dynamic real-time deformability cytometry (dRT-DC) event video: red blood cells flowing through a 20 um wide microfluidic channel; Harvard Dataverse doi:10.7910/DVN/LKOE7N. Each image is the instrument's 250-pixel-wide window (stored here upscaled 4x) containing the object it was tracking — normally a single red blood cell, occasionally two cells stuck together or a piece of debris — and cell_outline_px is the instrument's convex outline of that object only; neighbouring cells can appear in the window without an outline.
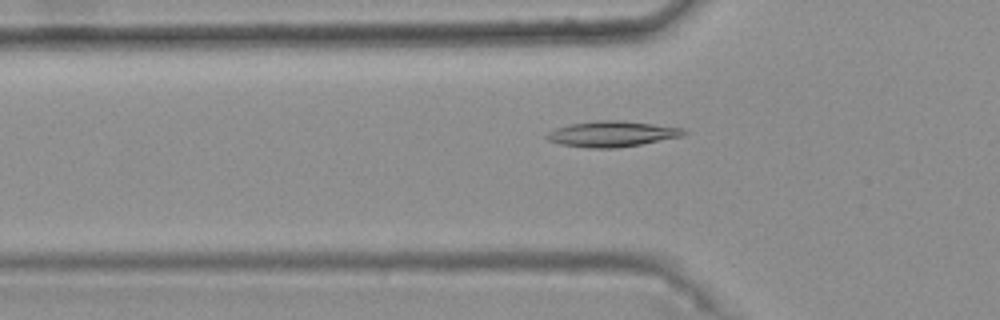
{"species": "common noctule bat (a hibernating species)", "species_latin": "Nyctalus noctula", "temperature_condition": "warm", "stored_images_in_passage": 49, "camera_frame_rate_fps": 3000, "um_per_image_px": 0.085, "animal": {"sex": "female", "body_mass_g": 25.1}, "frame": {"image": 1, "passage_image": 18, "time_ms": 5.667, "image_size_px": [1000, 320], "cell_outline_px": [[688, 132], [684, 136], [640, 144], [616, 148], [588, 148], [560, 144], [548, 140], [544, 136], [548, 132], [556, 128], [568, 124], [596, 120], [620, 120], [684, 128]], "centroid_in_image_um": [52.01, 11.38], "position_along_channel_um": 73.8, "area_um2": 20.58}}
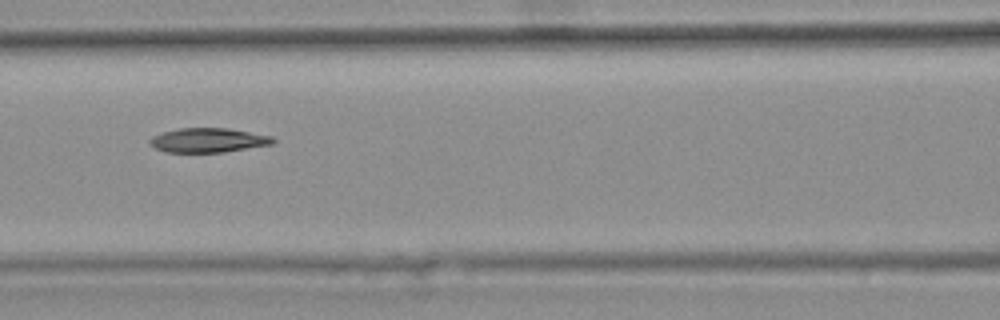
{"frame": {"image": 2, "passage_image": 24, "time_ms": 7.667, "image_size_px": [1000, 320], "cell_outline_px": [[276, 140], [272, 144], [224, 152], [168, 152], [156, 148], [148, 144], [148, 140], [152, 136], [160, 132], [180, 128], [228, 128], [272, 136]], "centroid_in_image_um": [17.66, 11.91], "position_along_channel_um": 148.9, "area_um2": 17.51}}
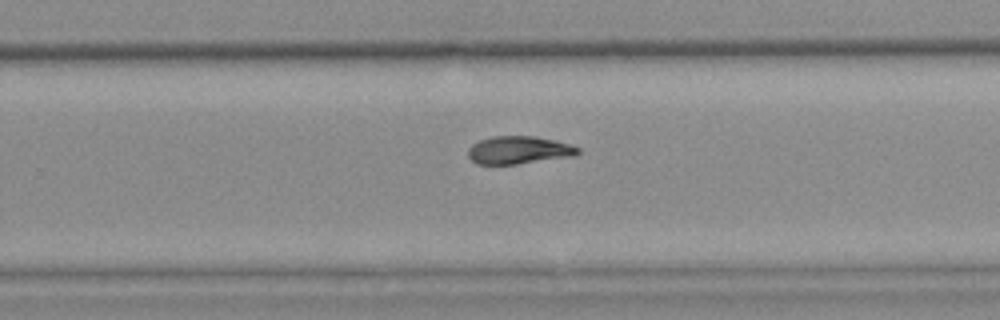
{"frame": {"image": 3, "passage_image": 35, "time_ms": 11.333, "image_size_px": [1000, 320], "cell_outline_px": [[580, 152], [576, 156], [516, 164], [476, 164], [468, 156], [468, 148], [472, 144], [480, 140], [492, 136], [532, 136], [556, 140], [580, 148]], "centroid_in_image_um": [44.1, 12.76], "position_along_channel_um": 285.7, "area_um2": 17.86}, "authors_computed_cell_mechanics": {"area_um2": 18.4382, "velocity_mm_per_s": 3.7487, "shape_relaxation_time_tau1_ms": null, "shape_relaxation_time_tau2_ms": 7.2561, "deformation_change_tau1": null, "deformation_change_tau2": 0.1332}}